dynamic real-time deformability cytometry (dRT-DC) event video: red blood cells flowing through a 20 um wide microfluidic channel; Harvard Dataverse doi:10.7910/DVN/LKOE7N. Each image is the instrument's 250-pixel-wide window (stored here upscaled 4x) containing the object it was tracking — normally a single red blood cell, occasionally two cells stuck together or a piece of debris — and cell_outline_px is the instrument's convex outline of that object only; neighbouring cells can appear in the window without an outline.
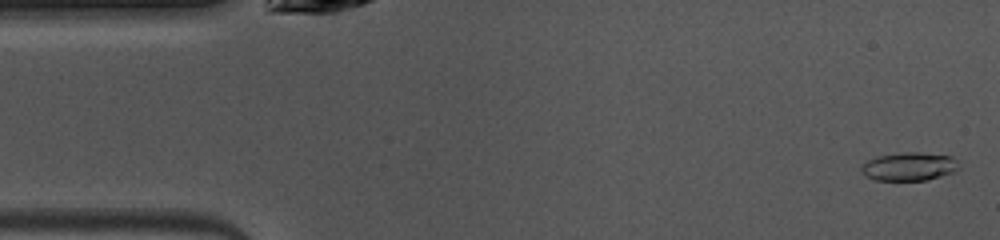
{"species": "common noctule bat (a hibernating species)", "species_latin": "Nyctalus noctula", "temperature_condition": "warm", "stored_images_in_passage": 46, "camera_frame_rate_fps": 3000, "um_per_image_px": 0.085, "animal": {"sex": "female", "body_mass_g": 10.0, "forearm_length_mm": 53.1}, "frame": {"image": 1, "passage_image": 1, "time_ms": 0.0, "image_size_px": [1000, 240], "cell_outline_px": [[960, 168], [956, 172], [928, 180], [876, 180], [868, 176], [860, 168], [868, 160], [880, 156], [904, 152], [920, 152], [952, 156], [956, 160]], "centroid_in_image_um": [77.36, 14.15], "position_along_channel_um": 7.6, "area_um2": 16.01}}
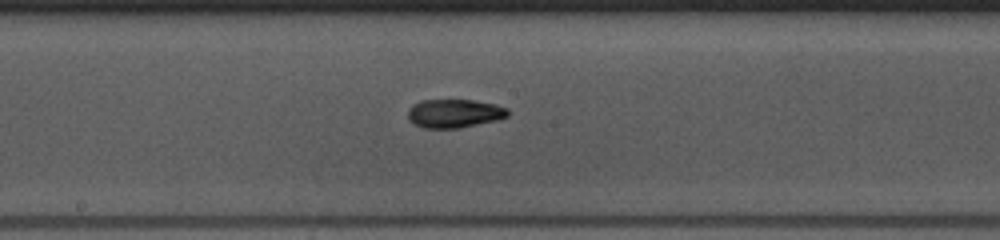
{"frame": {"image": 2, "passage_image": 23, "time_ms": 7.333, "image_size_px": [1000, 240], "cell_outline_px": [[508, 116], [496, 120], [456, 128], [424, 128], [408, 120], [408, 108], [412, 104], [420, 100], [472, 100], [496, 104], [508, 108]], "centroid_in_image_um": [38.59, 9.63], "position_along_channel_um": 209.6, "area_um2": 16.59}}
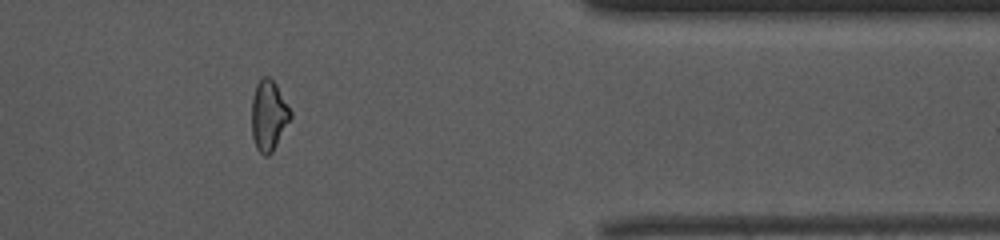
{"frame": {"image": 3, "passage_image": 38, "time_ms": 12.333, "image_size_px": [1000, 240], "cell_outline_px": [[292, 116], [272, 152], [268, 156], [264, 156], [256, 148], [252, 136], [252, 96], [256, 84], [264, 76], [268, 76], [276, 84], [292, 112]], "centroid_in_image_um": [22.83, 9.82], "position_along_channel_um": 388.6, "area_um2": 15.84}, "authors_computed_cell_mechanics": {"area_um2": 16.0973, "velocity_mm_per_s": 4.0748, "shape_relaxation_time_tau1_ms": 11.3873, "shape_relaxation_time_tau2_ms": 4.8622, "deformation_change_tau1": 0.2768, "deformation_change_tau2": 0.1131}}